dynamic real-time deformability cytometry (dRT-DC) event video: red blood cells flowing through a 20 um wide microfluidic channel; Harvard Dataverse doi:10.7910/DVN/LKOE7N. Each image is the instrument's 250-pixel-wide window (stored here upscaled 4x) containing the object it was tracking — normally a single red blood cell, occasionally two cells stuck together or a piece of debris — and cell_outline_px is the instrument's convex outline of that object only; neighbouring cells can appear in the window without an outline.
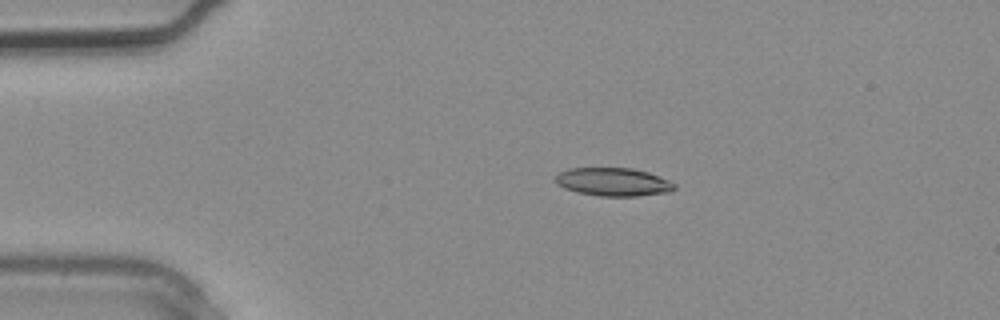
{"species": "common noctule bat (a hibernating species)", "species_latin": "Nyctalus noctula", "temperature_condition": "warm", "stored_images_in_passage": 2, "camera_frame_rate_fps": 3000, "um_per_image_px": 0.085, "animal": {"sex": "male", "body_mass_g": 20.4}, "frame": {"image": 1, "passage_image": 1, "time_ms": 0.0, "image_size_px": [1000, 320], "cell_outline_px": [[676, 188], [672, 192], [636, 196], [600, 196], [576, 192], [564, 188], [556, 184], [552, 180], [560, 172], [568, 168], [632, 168], [648, 172], [660, 176], [676, 184]], "centroid_in_image_um": [52.12, 15.46], "position_along_channel_um": 32.9, "area_um2": 19.83}}